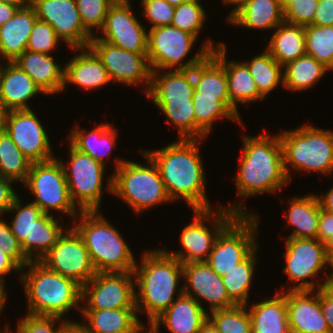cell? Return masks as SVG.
<instances>
[{
  "label": "cell",
  "mask_w": 333,
  "mask_h": 333,
  "mask_svg": "<svg viewBox=\"0 0 333 333\" xmlns=\"http://www.w3.org/2000/svg\"><path fill=\"white\" fill-rule=\"evenodd\" d=\"M242 137L238 173L233 177L239 202L225 206L237 215H258L246 210L242 200L267 193H279L290 182L285 168L279 134L264 131L258 136ZM243 202V203H242ZM250 211V212H249Z\"/></svg>",
  "instance_id": "1"
},
{
  "label": "cell",
  "mask_w": 333,
  "mask_h": 333,
  "mask_svg": "<svg viewBox=\"0 0 333 333\" xmlns=\"http://www.w3.org/2000/svg\"><path fill=\"white\" fill-rule=\"evenodd\" d=\"M202 140L178 139L159 149H142L158 167L172 202L184 200L193 211L214 209L206 194L207 177L199 148Z\"/></svg>",
  "instance_id": "2"
},
{
  "label": "cell",
  "mask_w": 333,
  "mask_h": 333,
  "mask_svg": "<svg viewBox=\"0 0 333 333\" xmlns=\"http://www.w3.org/2000/svg\"><path fill=\"white\" fill-rule=\"evenodd\" d=\"M144 251L140 264L136 261L133 269L135 303L137 314H146L148 324H151L183 294V285L180 284L183 264L165 249Z\"/></svg>",
  "instance_id": "3"
},
{
  "label": "cell",
  "mask_w": 333,
  "mask_h": 333,
  "mask_svg": "<svg viewBox=\"0 0 333 333\" xmlns=\"http://www.w3.org/2000/svg\"><path fill=\"white\" fill-rule=\"evenodd\" d=\"M19 277L27 297L26 314L74 321L66 318V313L74 308L81 311L82 286L75 280L51 271L40 261H30Z\"/></svg>",
  "instance_id": "4"
},
{
  "label": "cell",
  "mask_w": 333,
  "mask_h": 333,
  "mask_svg": "<svg viewBox=\"0 0 333 333\" xmlns=\"http://www.w3.org/2000/svg\"><path fill=\"white\" fill-rule=\"evenodd\" d=\"M102 211H80L71 227L82 238L91 262L99 272H129L136 258L122 233L111 224Z\"/></svg>",
  "instance_id": "5"
},
{
  "label": "cell",
  "mask_w": 333,
  "mask_h": 333,
  "mask_svg": "<svg viewBox=\"0 0 333 333\" xmlns=\"http://www.w3.org/2000/svg\"><path fill=\"white\" fill-rule=\"evenodd\" d=\"M138 151L147 161L145 165L123 157L113 159L115 170L111 174V194L122 199L134 211L133 213L139 216L145 210L161 204L165 205L172 200L166 191L156 164L142 149Z\"/></svg>",
  "instance_id": "6"
},
{
  "label": "cell",
  "mask_w": 333,
  "mask_h": 333,
  "mask_svg": "<svg viewBox=\"0 0 333 333\" xmlns=\"http://www.w3.org/2000/svg\"><path fill=\"white\" fill-rule=\"evenodd\" d=\"M278 134L284 168L290 181L293 169L301 173L305 171V174L332 175L333 131L304 123L294 130H282Z\"/></svg>",
  "instance_id": "7"
},
{
  "label": "cell",
  "mask_w": 333,
  "mask_h": 333,
  "mask_svg": "<svg viewBox=\"0 0 333 333\" xmlns=\"http://www.w3.org/2000/svg\"><path fill=\"white\" fill-rule=\"evenodd\" d=\"M199 40L192 34L173 25L148 29L147 58L151 71L191 70L201 63L216 47L224 42L214 43L212 38L204 40L195 55L189 56L194 44ZM216 46H215V45ZM185 59H187L185 61Z\"/></svg>",
  "instance_id": "8"
},
{
  "label": "cell",
  "mask_w": 333,
  "mask_h": 333,
  "mask_svg": "<svg viewBox=\"0 0 333 333\" xmlns=\"http://www.w3.org/2000/svg\"><path fill=\"white\" fill-rule=\"evenodd\" d=\"M22 201L19 195L14 199L6 213H11L14 219L8 222L26 257L30 261H40L69 227L63 226L58 217L44 213L33 202L24 205Z\"/></svg>",
  "instance_id": "9"
},
{
  "label": "cell",
  "mask_w": 333,
  "mask_h": 333,
  "mask_svg": "<svg viewBox=\"0 0 333 333\" xmlns=\"http://www.w3.org/2000/svg\"><path fill=\"white\" fill-rule=\"evenodd\" d=\"M284 243L286 248L282 258L285 259V267L282 272L288 275V282L293 284L277 291L318 290L331 281V272L328 275L326 269L332 268V255L324 243L308 238H285ZM323 270L326 277L321 280L320 274H323ZM317 277L319 278L316 283Z\"/></svg>",
  "instance_id": "10"
},
{
  "label": "cell",
  "mask_w": 333,
  "mask_h": 333,
  "mask_svg": "<svg viewBox=\"0 0 333 333\" xmlns=\"http://www.w3.org/2000/svg\"><path fill=\"white\" fill-rule=\"evenodd\" d=\"M68 145L69 161L59 160L65 171L70 198L79 211H100L103 190L112 193V175L105 176L106 166L80 152L70 143ZM104 176L107 180H104Z\"/></svg>",
  "instance_id": "11"
},
{
  "label": "cell",
  "mask_w": 333,
  "mask_h": 333,
  "mask_svg": "<svg viewBox=\"0 0 333 333\" xmlns=\"http://www.w3.org/2000/svg\"><path fill=\"white\" fill-rule=\"evenodd\" d=\"M35 197L33 202L44 213L57 211L73 221L80 211L73 204L65 177V171L59 157L45 162H32L23 185Z\"/></svg>",
  "instance_id": "12"
},
{
  "label": "cell",
  "mask_w": 333,
  "mask_h": 333,
  "mask_svg": "<svg viewBox=\"0 0 333 333\" xmlns=\"http://www.w3.org/2000/svg\"><path fill=\"white\" fill-rule=\"evenodd\" d=\"M215 209L194 210L195 216L191 223L186 224L180 233L179 243L182 248L177 251H165L182 264L205 262L218 235L237 216L222 204ZM207 222L212 223V226L208 227Z\"/></svg>",
  "instance_id": "13"
},
{
  "label": "cell",
  "mask_w": 333,
  "mask_h": 333,
  "mask_svg": "<svg viewBox=\"0 0 333 333\" xmlns=\"http://www.w3.org/2000/svg\"><path fill=\"white\" fill-rule=\"evenodd\" d=\"M259 215H237L218 235L205 261L219 276L243 261L259 244Z\"/></svg>",
  "instance_id": "14"
},
{
  "label": "cell",
  "mask_w": 333,
  "mask_h": 333,
  "mask_svg": "<svg viewBox=\"0 0 333 333\" xmlns=\"http://www.w3.org/2000/svg\"><path fill=\"white\" fill-rule=\"evenodd\" d=\"M81 310L136 309L133 271L99 272L82 286Z\"/></svg>",
  "instance_id": "15"
},
{
  "label": "cell",
  "mask_w": 333,
  "mask_h": 333,
  "mask_svg": "<svg viewBox=\"0 0 333 333\" xmlns=\"http://www.w3.org/2000/svg\"><path fill=\"white\" fill-rule=\"evenodd\" d=\"M89 47L96 53L106 68L112 83L126 86L144 85L147 94L151 84V68L147 54L127 51L93 36ZM139 84V85H138Z\"/></svg>",
  "instance_id": "16"
},
{
  "label": "cell",
  "mask_w": 333,
  "mask_h": 333,
  "mask_svg": "<svg viewBox=\"0 0 333 333\" xmlns=\"http://www.w3.org/2000/svg\"><path fill=\"white\" fill-rule=\"evenodd\" d=\"M36 114L32 109L5 112L2 129L29 160L45 162L56 156L46 128Z\"/></svg>",
  "instance_id": "17"
},
{
  "label": "cell",
  "mask_w": 333,
  "mask_h": 333,
  "mask_svg": "<svg viewBox=\"0 0 333 333\" xmlns=\"http://www.w3.org/2000/svg\"><path fill=\"white\" fill-rule=\"evenodd\" d=\"M48 269L83 286L97 272L82 238L70 227L40 260Z\"/></svg>",
  "instance_id": "18"
},
{
  "label": "cell",
  "mask_w": 333,
  "mask_h": 333,
  "mask_svg": "<svg viewBox=\"0 0 333 333\" xmlns=\"http://www.w3.org/2000/svg\"><path fill=\"white\" fill-rule=\"evenodd\" d=\"M38 20L48 23L67 48L87 47L92 35L84 28L76 0H32Z\"/></svg>",
  "instance_id": "19"
},
{
  "label": "cell",
  "mask_w": 333,
  "mask_h": 333,
  "mask_svg": "<svg viewBox=\"0 0 333 333\" xmlns=\"http://www.w3.org/2000/svg\"><path fill=\"white\" fill-rule=\"evenodd\" d=\"M98 39L127 51L147 54L148 29L134 15L131 2L112 4Z\"/></svg>",
  "instance_id": "20"
},
{
  "label": "cell",
  "mask_w": 333,
  "mask_h": 333,
  "mask_svg": "<svg viewBox=\"0 0 333 333\" xmlns=\"http://www.w3.org/2000/svg\"><path fill=\"white\" fill-rule=\"evenodd\" d=\"M183 293L194 298L208 313L235 306L219 276L206 262L183 264ZM208 303V309L202 305Z\"/></svg>",
  "instance_id": "21"
},
{
  "label": "cell",
  "mask_w": 333,
  "mask_h": 333,
  "mask_svg": "<svg viewBox=\"0 0 333 333\" xmlns=\"http://www.w3.org/2000/svg\"><path fill=\"white\" fill-rule=\"evenodd\" d=\"M287 320L296 333H331L321 311V288L286 291Z\"/></svg>",
  "instance_id": "22"
},
{
  "label": "cell",
  "mask_w": 333,
  "mask_h": 333,
  "mask_svg": "<svg viewBox=\"0 0 333 333\" xmlns=\"http://www.w3.org/2000/svg\"><path fill=\"white\" fill-rule=\"evenodd\" d=\"M74 56L64 64V86H78L87 91L99 90L111 83L110 77L100 58L89 47L70 48ZM78 52V53H77Z\"/></svg>",
  "instance_id": "23"
},
{
  "label": "cell",
  "mask_w": 333,
  "mask_h": 333,
  "mask_svg": "<svg viewBox=\"0 0 333 333\" xmlns=\"http://www.w3.org/2000/svg\"><path fill=\"white\" fill-rule=\"evenodd\" d=\"M41 93L45 95L14 62L0 63V108L3 113L31 109L29 100Z\"/></svg>",
  "instance_id": "24"
},
{
  "label": "cell",
  "mask_w": 333,
  "mask_h": 333,
  "mask_svg": "<svg viewBox=\"0 0 333 333\" xmlns=\"http://www.w3.org/2000/svg\"><path fill=\"white\" fill-rule=\"evenodd\" d=\"M227 45L225 43L216 47L211 54L225 67L230 103L237 109L238 104L263 101L265 98L259 93L247 65L242 62L230 61L227 58Z\"/></svg>",
  "instance_id": "25"
},
{
  "label": "cell",
  "mask_w": 333,
  "mask_h": 333,
  "mask_svg": "<svg viewBox=\"0 0 333 333\" xmlns=\"http://www.w3.org/2000/svg\"><path fill=\"white\" fill-rule=\"evenodd\" d=\"M14 63L26 72L45 95L61 94L64 86V65L52 55L25 50Z\"/></svg>",
  "instance_id": "26"
},
{
  "label": "cell",
  "mask_w": 333,
  "mask_h": 333,
  "mask_svg": "<svg viewBox=\"0 0 333 333\" xmlns=\"http://www.w3.org/2000/svg\"><path fill=\"white\" fill-rule=\"evenodd\" d=\"M37 19L34 7L28 3L0 27V62H14L26 50Z\"/></svg>",
  "instance_id": "27"
},
{
  "label": "cell",
  "mask_w": 333,
  "mask_h": 333,
  "mask_svg": "<svg viewBox=\"0 0 333 333\" xmlns=\"http://www.w3.org/2000/svg\"><path fill=\"white\" fill-rule=\"evenodd\" d=\"M208 319V313L192 297L182 294L151 324L157 329L160 325L168 333H198Z\"/></svg>",
  "instance_id": "28"
},
{
  "label": "cell",
  "mask_w": 333,
  "mask_h": 333,
  "mask_svg": "<svg viewBox=\"0 0 333 333\" xmlns=\"http://www.w3.org/2000/svg\"><path fill=\"white\" fill-rule=\"evenodd\" d=\"M112 124L107 121L95 125L91 131L83 130L78 126L73 127L69 132V141L74 148L88 154L96 161L106 166V158H110V154L114 147L117 146L116 139L118 135V129L114 128Z\"/></svg>",
  "instance_id": "29"
},
{
  "label": "cell",
  "mask_w": 333,
  "mask_h": 333,
  "mask_svg": "<svg viewBox=\"0 0 333 333\" xmlns=\"http://www.w3.org/2000/svg\"><path fill=\"white\" fill-rule=\"evenodd\" d=\"M251 318L252 333H288L286 291L275 292L273 296L253 304H247Z\"/></svg>",
  "instance_id": "30"
},
{
  "label": "cell",
  "mask_w": 333,
  "mask_h": 333,
  "mask_svg": "<svg viewBox=\"0 0 333 333\" xmlns=\"http://www.w3.org/2000/svg\"><path fill=\"white\" fill-rule=\"evenodd\" d=\"M194 81L191 70H156L151 72L147 98L151 101L193 99Z\"/></svg>",
  "instance_id": "31"
},
{
  "label": "cell",
  "mask_w": 333,
  "mask_h": 333,
  "mask_svg": "<svg viewBox=\"0 0 333 333\" xmlns=\"http://www.w3.org/2000/svg\"><path fill=\"white\" fill-rule=\"evenodd\" d=\"M231 26L248 30H274L284 22V10L278 0H250L227 21Z\"/></svg>",
  "instance_id": "32"
},
{
  "label": "cell",
  "mask_w": 333,
  "mask_h": 333,
  "mask_svg": "<svg viewBox=\"0 0 333 333\" xmlns=\"http://www.w3.org/2000/svg\"><path fill=\"white\" fill-rule=\"evenodd\" d=\"M287 202L289 203L284 218L293 231L291 230V234L286 238L317 239L320 216V202L317 194L294 196Z\"/></svg>",
  "instance_id": "33"
},
{
  "label": "cell",
  "mask_w": 333,
  "mask_h": 333,
  "mask_svg": "<svg viewBox=\"0 0 333 333\" xmlns=\"http://www.w3.org/2000/svg\"><path fill=\"white\" fill-rule=\"evenodd\" d=\"M194 90L200 96H218L239 119L240 112L231 103L225 67L210 53L193 67Z\"/></svg>",
  "instance_id": "34"
},
{
  "label": "cell",
  "mask_w": 333,
  "mask_h": 333,
  "mask_svg": "<svg viewBox=\"0 0 333 333\" xmlns=\"http://www.w3.org/2000/svg\"><path fill=\"white\" fill-rule=\"evenodd\" d=\"M80 314L86 320L80 324L92 333H137L143 325L136 309L81 310Z\"/></svg>",
  "instance_id": "35"
},
{
  "label": "cell",
  "mask_w": 333,
  "mask_h": 333,
  "mask_svg": "<svg viewBox=\"0 0 333 333\" xmlns=\"http://www.w3.org/2000/svg\"><path fill=\"white\" fill-rule=\"evenodd\" d=\"M266 50L282 66L306 54L304 26L287 22L277 26Z\"/></svg>",
  "instance_id": "36"
},
{
  "label": "cell",
  "mask_w": 333,
  "mask_h": 333,
  "mask_svg": "<svg viewBox=\"0 0 333 333\" xmlns=\"http://www.w3.org/2000/svg\"><path fill=\"white\" fill-rule=\"evenodd\" d=\"M193 105L195 116V139H207L211 134L212 127L218 120L229 119L244 127L243 121L239 119L218 96H200L193 92ZM214 124V125H213Z\"/></svg>",
  "instance_id": "37"
},
{
  "label": "cell",
  "mask_w": 333,
  "mask_h": 333,
  "mask_svg": "<svg viewBox=\"0 0 333 333\" xmlns=\"http://www.w3.org/2000/svg\"><path fill=\"white\" fill-rule=\"evenodd\" d=\"M330 70L310 55H303L283 66V88L298 93L314 87Z\"/></svg>",
  "instance_id": "38"
},
{
  "label": "cell",
  "mask_w": 333,
  "mask_h": 333,
  "mask_svg": "<svg viewBox=\"0 0 333 333\" xmlns=\"http://www.w3.org/2000/svg\"><path fill=\"white\" fill-rule=\"evenodd\" d=\"M258 245L243 261L235 265L230 271L222 276L223 284L227 290L229 299L235 305H247L249 291L255 276L258 264Z\"/></svg>",
  "instance_id": "39"
},
{
  "label": "cell",
  "mask_w": 333,
  "mask_h": 333,
  "mask_svg": "<svg viewBox=\"0 0 333 333\" xmlns=\"http://www.w3.org/2000/svg\"><path fill=\"white\" fill-rule=\"evenodd\" d=\"M256 82L259 93L264 97L284 84L283 66L280 65L270 53L264 49L263 53L256 54L248 61H243Z\"/></svg>",
  "instance_id": "40"
},
{
  "label": "cell",
  "mask_w": 333,
  "mask_h": 333,
  "mask_svg": "<svg viewBox=\"0 0 333 333\" xmlns=\"http://www.w3.org/2000/svg\"><path fill=\"white\" fill-rule=\"evenodd\" d=\"M32 161L15 145L8 134L0 130V174L15 183L23 184L30 171Z\"/></svg>",
  "instance_id": "41"
},
{
  "label": "cell",
  "mask_w": 333,
  "mask_h": 333,
  "mask_svg": "<svg viewBox=\"0 0 333 333\" xmlns=\"http://www.w3.org/2000/svg\"><path fill=\"white\" fill-rule=\"evenodd\" d=\"M177 129L179 139H195V116L193 99L179 101H152Z\"/></svg>",
  "instance_id": "42"
},
{
  "label": "cell",
  "mask_w": 333,
  "mask_h": 333,
  "mask_svg": "<svg viewBox=\"0 0 333 333\" xmlns=\"http://www.w3.org/2000/svg\"><path fill=\"white\" fill-rule=\"evenodd\" d=\"M305 51L333 71V26H304Z\"/></svg>",
  "instance_id": "43"
},
{
  "label": "cell",
  "mask_w": 333,
  "mask_h": 333,
  "mask_svg": "<svg viewBox=\"0 0 333 333\" xmlns=\"http://www.w3.org/2000/svg\"><path fill=\"white\" fill-rule=\"evenodd\" d=\"M208 319L219 333H252L251 318L246 305L208 312Z\"/></svg>",
  "instance_id": "44"
},
{
  "label": "cell",
  "mask_w": 333,
  "mask_h": 333,
  "mask_svg": "<svg viewBox=\"0 0 333 333\" xmlns=\"http://www.w3.org/2000/svg\"><path fill=\"white\" fill-rule=\"evenodd\" d=\"M201 2V0H192L175 7L171 25L192 34L198 39V35L205 25V20L208 19Z\"/></svg>",
  "instance_id": "45"
},
{
  "label": "cell",
  "mask_w": 333,
  "mask_h": 333,
  "mask_svg": "<svg viewBox=\"0 0 333 333\" xmlns=\"http://www.w3.org/2000/svg\"><path fill=\"white\" fill-rule=\"evenodd\" d=\"M16 333H64L67 320L54 316H38L25 314L18 319ZM3 328L4 333H13L8 322ZM58 324V325H57Z\"/></svg>",
  "instance_id": "46"
},
{
  "label": "cell",
  "mask_w": 333,
  "mask_h": 333,
  "mask_svg": "<svg viewBox=\"0 0 333 333\" xmlns=\"http://www.w3.org/2000/svg\"><path fill=\"white\" fill-rule=\"evenodd\" d=\"M76 5L84 28L95 36L97 34L95 31L102 29L112 2L110 0H76Z\"/></svg>",
  "instance_id": "47"
},
{
  "label": "cell",
  "mask_w": 333,
  "mask_h": 333,
  "mask_svg": "<svg viewBox=\"0 0 333 333\" xmlns=\"http://www.w3.org/2000/svg\"><path fill=\"white\" fill-rule=\"evenodd\" d=\"M60 41L63 40L48 23L37 19L32 27L26 50L53 55L52 52L61 44Z\"/></svg>",
  "instance_id": "48"
},
{
  "label": "cell",
  "mask_w": 333,
  "mask_h": 333,
  "mask_svg": "<svg viewBox=\"0 0 333 333\" xmlns=\"http://www.w3.org/2000/svg\"><path fill=\"white\" fill-rule=\"evenodd\" d=\"M142 14L152 25L149 29L171 25L175 7L171 6L166 0H140Z\"/></svg>",
  "instance_id": "49"
},
{
  "label": "cell",
  "mask_w": 333,
  "mask_h": 333,
  "mask_svg": "<svg viewBox=\"0 0 333 333\" xmlns=\"http://www.w3.org/2000/svg\"><path fill=\"white\" fill-rule=\"evenodd\" d=\"M0 215V250L11 257L21 268H24L30 260L23 252L20 242L13 235L7 219Z\"/></svg>",
  "instance_id": "50"
},
{
  "label": "cell",
  "mask_w": 333,
  "mask_h": 333,
  "mask_svg": "<svg viewBox=\"0 0 333 333\" xmlns=\"http://www.w3.org/2000/svg\"><path fill=\"white\" fill-rule=\"evenodd\" d=\"M318 0H294L284 9V21L307 26L313 23Z\"/></svg>",
  "instance_id": "51"
},
{
  "label": "cell",
  "mask_w": 333,
  "mask_h": 333,
  "mask_svg": "<svg viewBox=\"0 0 333 333\" xmlns=\"http://www.w3.org/2000/svg\"><path fill=\"white\" fill-rule=\"evenodd\" d=\"M317 239L326 245L327 250L333 256V214L326 212L321 206Z\"/></svg>",
  "instance_id": "52"
},
{
  "label": "cell",
  "mask_w": 333,
  "mask_h": 333,
  "mask_svg": "<svg viewBox=\"0 0 333 333\" xmlns=\"http://www.w3.org/2000/svg\"><path fill=\"white\" fill-rule=\"evenodd\" d=\"M13 184H15L14 181L5 178L0 174V215L7 213L12 206L14 199L19 195Z\"/></svg>",
  "instance_id": "53"
},
{
  "label": "cell",
  "mask_w": 333,
  "mask_h": 333,
  "mask_svg": "<svg viewBox=\"0 0 333 333\" xmlns=\"http://www.w3.org/2000/svg\"><path fill=\"white\" fill-rule=\"evenodd\" d=\"M321 311L330 332L333 333V284L330 282L321 287Z\"/></svg>",
  "instance_id": "54"
},
{
  "label": "cell",
  "mask_w": 333,
  "mask_h": 333,
  "mask_svg": "<svg viewBox=\"0 0 333 333\" xmlns=\"http://www.w3.org/2000/svg\"><path fill=\"white\" fill-rule=\"evenodd\" d=\"M312 25L333 26V0H318Z\"/></svg>",
  "instance_id": "55"
},
{
  "label": "cell",
  "mask_w": 333,
  "mask_h": 333,
  "mask_svg": "<svg viewBox=\"0 0 333 333\" xmlns=\"http://www.w3.org/2000/svg\"><path fill=\"white\" fill-rule=\"evenodd\" d=\"M21 270L22 268L11 257L0 250V279L5 280V277L13 271L21 274Z\"/></svg>",
  "instance_id": "56"
},
{
  "label": "cell",
  "mask_w": 333,
  "mask_h": 333,
  "mask_svg": "<svg viewBox=\"0 0 333 333\" xmlns=\"http://www.w3.org/2000/svg\"><path fill=\"white\" fill-rule=\"evenodd\" d=\"M23 6L11 5L0 2V27L9 19L15 16L18 9Z\"/></svg>",
  "instance_id": "57"
},
{
  "label": "cell",
  "mask_w": 333,
  "mask_h": 333,
  "mask_svg": "<svg viewBox=\"0 0 333 333\" xmlns=\"http://www.w3.org/2000/svg\"><path fill=\"white\" fill-rule=\"evenodd\" d=\"M317 197L320 202V206L326 212L333 214V186L326 193H319Z\"/></svg>",
  "instance_id": "58"
},
{
  "label": "cell",
  "mask_w": 333,
  "mask_h": 333,
  "mask_svg": "<svg viewBox=\"0 0 333 333\" xmlns=\"http://www.w3.org/2000/svg\"><path fill=\"white\" fill-rule=\"evenodd\" d=\"M64 333H92L78 321H68Z\"/></svg>",
  "instance_id": "59"
},
{
  "label": "cell",
  "mask_w": 333,
  "mask_h": 333,
  "mask_svg": "<svg viewBox=\"0 0 333 333\" xmlns=\"http://www.w3.org/2000/svg\"><path fill=\"white\" fill-rule=\"evenodd\" d=\"M5 281L3 279H0V316L4 311V308L6 307L7 299H8V293L6 291V286H5ZM1 327V325H0ZM0 333H4V331L1 330L0 328Z\"/></svg>",
  "instance_id": "60"
},
{
  "label": "cell",
  "mask_w": 333,
  "mask_h": 333,
  "mask_svg": "<svg viewBox=\"0 0 333 333\" xmlns=\"http://www.w3.org/2000/svg\"><path fill=\"white\" fill-rule=\"evenodd\" d=\"M250 0H222V3L225 5H234V7L232 8V10H230V13L227 15V19H225L226 21L245 3H247Z\"/></svg>",
  "instance_id": "61"
},
{
  "label": "cell",
  "mask_w": 333,
  "mask_h": 333,
  "mask_svg": "<svg viewBox=\"0 0 333 333\" xmlns=\"http://www.w3.org/2000/svg\"><path fill=\"white\" fill-rule=\"evenodd\" d=\"M198 333H219L213 323L207 319L200 327Z\"/></svg>",
  "instance_id": "62"
},
{
  "label": "cell",
  "mask_w": 333,
  "mask_h": 333,
  "mask_svg": "<svg viewBox=\"0 0 333 333\" xmlns=\"http://www.w3.org/2000/svg\"><path fill=\"white\" fill-rule=\"evenodd\" d=\"M148 326V327H147ZM145 326L144 324L139 328L137 333H161L159 329H157L154 325L148 324ZM163 333V332H162Z\"/></svg>",
  "instance_id": "63"
},
{
  "label": "cell",
  "mask_w": 333,
  "mask_h": 333,
  "mask_svg": "<svg viewBox=\"0 0 333 333\" xmlns=\"http://www.w3.org/2000/svg\"><path fill=\"white\" fill-rule=\"evenodd\" d=\"M0 2L16 6H25L29 3L27 0H0Z\"/></svg>",
  "instance_id": "64"
},
{
  "label": "cell",
  "mask_w": 333,
  "mask_h": 333,
  "mask_svg": "<svg viewBox=\"0 0 333 333\" xmlns=\"http://www.w3.org/2000/svg\"><path fill=\"white\" fill-rule=\"evenodd\" d=\"M171 6L173 7H177L178 5L185 3V2H189L192 0H166Z\"/></svg>",
  "instance_id": "65"
},
{
  "label": "cell",
  "mask_w": 333,
  "mask_h": 333,
  "mask_svg": "<svg viewBox=\"0 0 333 333\" xmlns=\"http://www.w3.org/2000/svg\"><path fill=\"white\" fill-rule=\"evenodd\" d=\"M280 6L284 10L289 4H291L294 0H278Z\"/></svg>",
  "instance_id": "66"
},
{
  "label": "cell",
  "mask_w": 333,
  "mask_h": 333,
  "mask_svg": "<svg viewBox=\"0 0 333 333\" xmlns=\"http://www.w3.org/2000/svg\"><path fill=\"white\" fill-rule=\"evenodd\" d=\"M112 2V4L115 3H128L131 2V0H110Z\"/></svg>",
  "instance_id": "67"
},
{
  "label": "cell",
  "mask_w": 333,
  "mask_h": 333,
  "mask_svg": "<svg viewBox=\"0 0 333 333\" xmlns=\"http://www.w3.org/2000/svg\"><path fill=\"white\" fill-rule=\"evenodd\" d=\"M329 270L331 271V281H330V283L333 284V256H332V268L329 269Z\"/></svg>",
  "instance_id": "68"
},
{
  "label": "cell",
  "mask_w": 333,
  "mask_h": 333,
  "mask_svg": "<svg viewBox=\"0 0 333 333\" xmlns=\"http://www.w3.org/2000/svg\"><path fill=\"white\" fill-rule=\"evenodd\" d=\"M2 117H3V112L0 108V130L2 129Z\"/></svg>",
  "instance_id": "69"
}]
</instances>
